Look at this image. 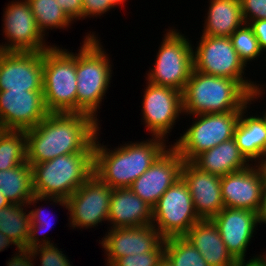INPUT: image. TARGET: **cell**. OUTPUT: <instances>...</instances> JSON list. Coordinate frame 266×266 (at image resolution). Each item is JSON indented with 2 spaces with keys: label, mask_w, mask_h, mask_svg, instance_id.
<instances>
[{
  "label": "cell",
  "mask_w": 266,
  "mask_h": 266,
  "mask_svg": "<svg viewBox=\"0 0 266 266\" xmlns=\"http://www.w3.org/2000/svg\"><path fill=\"white\" fill-rule=\"evenodd\" d=\"M4 130V128L0 125V133Z\"/></svg>",
  "instance_id": "49"
},
{
  "label": "cell",
  "mask_w": 266,
  "mask_h": 266,
  "mask_svg": "<svg viewBox=\"0 0 266 266\" xmlns=\"http://www.w3.org/2000/svg\"><path fill=\"white\" fill-rule=\"evenodd\" d=\"M165 257L173 266H209L185 236L164 239Z\"/></svg>",
  "instance_id": "30"
},
{
  "label": "cell",
  "mask_w": 266,
  "mask_h": 266,
  "mask_svg": "<svg viewBox=\"0 0 266 266\" xmlns=\"http://www.w3.org/2000/svg\"><path fill=\"white\" fill-rule=\"evenodd\" d=\"M11 205V203L8 201V199L5 198L0 192V210L4 207H7Z\"/></svg>",
  "instance_id": "43"
},
{
  "label": "cell",
  "mask_w": 266,
  "mask_h": 266,
  "mask_svg": "<svg viewBox=\"0 0 266 266\" xmlns=\"http://www.w3.org/2000/svg\"><path fill=\"white\" fill-rule=\"evenodd\" d=\"M99 126L89 114L50 112L25 131L27 162L32 166L65 154L94 152Z\"/></svg>",
  "instance_id": "1"
},
{
  "label": "cell",
  "mask_w": 266,
  "mask_h": 266,
  "mask_svg": "<svg viewBox=\"0 0 266 266\" xmlns=\"http://www.w3.org/2000/svg\"><path fill=\"white\" fill-rule=\"evenodd\" d=\"M242 110L193 115L192 125L171 146L186 162L234 137Z\"/></svg>",
  "instance_id": "9"
},
{
  "label": "cell",
  "mask_w": 266,
  "mask_h": 266,
  "mask_svg": "<svg viewBox=\"0 0 266 266\" xmlns=\"http://www.w3.org/2000/svg\"><path fill=\"white\" fill-rule=\"evenodd\" d=\"M251 94L236 80L192 70L182 92L183 115L243 110Z\"/></svg>",
  "instance_id": "5"
},
{
  "label": "cell",
  "mask_w": 266,
  "mask_h": 266,
  "mask_svg": "<svg viewBox=\"0 0 266 266\" xmlns=\"http://www.w3.org/2000/svg\"><path fill=\"white\" fill-rule=\"evenodd\" d=\"M265 182L262 166L254 163L240 171L222 176L221 192L224 208L258 212Z\"/></svg>",
  "instance_id": "17"
},
{
  "label": "cell",
  "mask_w": 266,
  "mask_h": 266,
  "mask_svg": "<svg viewBox=\"0 0 266 266\" xmlns=\"http://www.w3.org/2000/svg\"><path fill=\"white\" fill-rule=\"evenodd\" d=\"M99 132L94 141V174L115 188H130L149 167L171 146L161 137L152 136L146 141L128 142L111 148L101 144ZM111 149V150H110Z\"/></svg>",
  "instance_id": "2"
},
{
  "label": "cell",
  "mask_w": 266,
  "mask_h": 266,
  "mask_svg": "<svg viewBox=\"0 0 266 266\" xmlns=\"http://www.w3.org/2000/svg\"><path fill=\"white\" fill-rule=\"evenodd\" d=\"M153 207L143 201L130 188L113 189L108 222L111 229L141 227L152 224Z\"/></svg>",
  "instance_id": "22"
},
{
  "label": "cell",
  "mask_w": 266,
  "mask_h": 266,
  "mask_svg": "<svg viewBox=\"0 0 266 266\" xmlns=\"http://www.w3.org/2000/svg\"><path fill=\"white\" fill-rule=\"evenodd\" d=\"M31 167L34 195L28 207L48 200L68 209L66 200L94 174V152L65 154Z\"/></svg>",
  "instance_id": "3"
},
{
  "label": "cell",
  "mask_w": 266,
  "mask_h": 266,
  "mask_svg": "<svg viewBox=\"0 0 266 266\" xmlns=\"http://www.w3.org/2000/svg\"><path fill=\"white\" fill-rule=\"evenodd\" d=\"M26 161L25 131L3 130L0 133V170H9Z\"/></svg>",
  "instance_id": "29"
},
{
  "label": "cell",
  "mask_w": 266,
  "mask_h": 266,
  "mask_svg": "<svg viewBox=\"0 0 266 266\" xmlns=\"http://www.w3.org/2000/svg\"><path fill=\"white\" fill-rule=\"evenodd\" d=\"M264 110H266V109H264ZM264 113V114H263ZM262 114V116L264 117V119H265V122H266V111L264 112H262L261 113ZM266 161V147H265V149H264V152H263V163Z\"/></svg>",
  "instance_id": "46"
},
{
  "label": "cell",
  "mask_w": 266,
  "mask_h": 266,
  "mask_svg": "<svg viewBox=\"0 0 266 266\" xmlns=\"http://www.w3.org/2000/svg\"><path fill=\"white\" fill-rule=\"evenodd\" d=\"M27 207V204H11L0 210V231L14 241L19 248L25 249L31 224Z\"/></svg>",
  "instance_id": "27"
},
{
  "label": "cell",
  "mask_w": 266,
  "mask_h": 266,
  "mask_svg": "<svg viewBox=\"0 0 266 266\" xmlns=\"http://www.w3.org/2000/svg\"><path fill=\"white\" fill-rule=\"evenodd\" d=\"M29 213H30L31 224H30V230H29V237L26 243V249L31 250L32 248H35L41 245L54 244V242L52 243L51 240H49L50 238L46 237L47 235H45L46 234L45 232H47V230H50V228H53L51 221L45 219L46 217L48 218V216L45 217V214H46L45 211L41 207H38V208L35 207V209L29 210ZM39 232L43 233L41 235V238H40Z\"/></svg>",
  "instance_id": "32"
},
{
  "label": "cell",
  "mask_w": 266,
  "mask_h": 266,
  "mask_svg": "<svg viewBox=\"0 0 266 266\" xmlns=\"http://www.w3.org/2000/svg\"><path fill=\"white\" fill-rule=\"evenodd\" d=\"M183 158L170 146L130 189L153 207L165 191L181 177Z\"/></svg>",
  "instance_id": "18"
},
{
  "label": "cell",
  "mask_w": 266,
  "mask_h": 266,
  "mask_svg": "<svg viewBox=\"0 0 266 266\" xmlns=\"http://www.w3.org/2000/svg\"><path fill=\"white\" fill-rule=\"evenodd\" d=\"M254 31V35L258 40L260 49L263 53L266 52V20H256L249 23ZM266 56V54H265ZM264 56V60L266 62V57Z\"/></svg>",
  "instance_id": "39"
},
{
  "label": "cell",
  "mask_w": 266,
  "mask_h": 266,
  "mask_svg": "<svg viewBox=\"0 0 266 266\" xmlns=\"http://www.w3.org/2000/svg\"><path fill=\"white\" fill-rule=\"evenodd\" d=\"M211 220L219 229L220 236L232 257L238 263L246 262L248 246L259 224L257 212L223 208Z\"/></svg>",
  "instance_id": "19"
},
{
  "label": "cell",
  "mask_w": 266,
  "mask_h": 266,
  "mask_svg": "<svg viewBox=\"0 0 266 266\" xmlns=\"http://www.w3.org/2000/svg\"><path fill=\"white\" fill-rule=\"evenodd\" d=\"M266 252V251H265ZM265 252H263V254H262V256H261V259L263 260V262L265 263V265H266V253Z\"/></svg>",
  "instance_id": "47"
},
{
  "label": "cell",
  "mask_w": 266,
  "mask_h": 266,
  "mask_svg": "<svg viewBox=\"0 0 266 266\" xmlns=\"http://www.w3.org/2000/svg\"><path fill=\"white\" fill-rule=\"evenodd\" d=\"M261 256V254H259L258 256L255 255L251 259H249V261L237 263L235 266H266L261 259Z\"/></svg>",
  "instance_id": "41"
},
{
  "label": "cell",
  "mask_w": 266,
  "mask_h": 266,
  "mask_svg": "<svg viewBox=\"0 0 266 266\" xmlns=\"http://www.w3.org/2000/svg\"><path fill=\"white\" fill-rule=\"evenodd\" d=\"M113 188L93 174L67 200L70 227L94 228L107 221Z\"/></svg>",
  "instance_id": "12"
},
{
  "label": "cell",
  "mask_w": 266,
  "mask_h": 266,
  "mask_svg": "<svg viewBox=\"0 0 266 266\" xmlns=\"http://www.w3.org/2000/svg\"><path fill=\"white\" fill-rule=\"evenodd\" d=\"M49 113L43 91H0V125L4 130L34 128Z\"/></svg>",
  "instance_id": "14"
},
{
  "label": "cell",
  "mask_w": 266,
  "mask_h": 266,
  "mask_svg": "<svg viewBox=\"0 0 266 266\" xmlns=\"http://www.w3.org/2000/svg\"><path fill=\"white\" fill-rule=\"evenodd\" d=\"M264 172H265V177H266V161L261 165Z\"/></svg>",
  "instance_id": "48"
},
{
  "label": "cell",
  "mask_w": 266,
  "mask_h": 266,
  "mask_svg": "<svg viewBox=\"0 0 266 266\" xmlns=\"http://www.w3.org/2000/svg\"><path fill=\"white\" fill-rule=\"evenodd\" d=\"M94 32L86 34L76 53L77 113L97 118L104 96L111 83L112 66L109 55Z\"/></svg>",
  "instance_id": "4"
},
{
  "label": "cell",
  "mask_w": 266,
  "mask_h": 266,
  "mask_svg": "<svg viewBox=\"0 0 266 266\" xmlns=\"http://www.w3.org/2000/svg\"><path fill=\"white\" fill-rule=\"evenodd\" d=\"M181 177L187 184L194 209L201 220L212 219L223 208L221 177L199 170L191 162H183Z\"/></svg>",
  "instance_id": "20"
},
{
  "label": "cell",
  "mask_w": 266,
  "mask_h": 266,
  "mask_svg": "<svg viewBox=\"0 0 266 266\" xmlns=\"http://www.w3.org/2000/svg\"><path fill=\"white\" fill-rule=\"evenodd\" d=\"M200 220L195 212L189 188L182 177L176 180L153 206L152 225L164 239L184 236Z\"/></svg>",
  "instance_id": "10"
},
{
  "label": "cell",
  "mask_w": 266,
  "mask_h": 266,
  "mask_svg": "<svg viewBox=\"0 0 266 266\" xmlns=\"http://www.w3.org/2000/svg\"><path fill=\"white\" fill-rule=\"evenodd\" d=\"M165 31L154 67L149 69L145 78L156 86L183 92L193 70V45L178 29L169 27Z\"/></svg>",
  "instance_id": "7"
},
{
  "label": "cell",
  "mask_w": 266,
  "mask_h": 266,
  "mask_svg": "<svg viewBox=\"0 0 266 266\" xmlns=\"http://www.w3.org/2000/svg\"><path fill=\"white\" fill-rule=\"evenodd\" d=\"M82 19L87 17H98L106 14L115 6L109 0H82Z\"/></svg>",
  "instance_id": "36"
},
{
  "label": "cell",
  "mask_w": 266,
  "mask_h": 266,
  "mask_svg": "<svg viewBox=\"0 0 266 266\" xmlns=\"http://www.w3.org/2000/svg\"><path fill=\"white\" fill-rule=\"evenodd\" d=\"M265 91L262 85H257L256 91L250 96V103L241 111L234 130V138L240 152L249 162L259 165L263 164V152L266 147V122L261 115L248 116L245 114L248 113L247 108L263 97L261 95L265 94Z\"/></svg>",
  "instance_id": "21"
},
{
  "label": "cell",
  "mask_w": 266,
  "mask_h": 266,
  "mask_svg": "<svg viewBox=\"0 0 266 266\" xmlns=\"http://www.w3.org/2000/svg\"><path fill=\"white\" fill-rule=\"evenodd\" d=\"M244 23L266 20V0H240Z\"/></svg>",
  "instance_id": "35"
},
{
  "label": "cell",
  "mask_w": 266,
  "mask_h": 266,
  "mask_svg": "<svg viewBox=\"0 0 266 266\" xmlns=\"http://www.w3.org/2000/svg\"><path fill=\"white\" fill-rule=\"evenodd\" d=\"M191 163L201 171L220 177L251 165L240 152L234 137L203 151Z\"/></svg>",
  "instance_id": "24"
},
{
  "label": "cell",
  "mask_w": 266,
  "mask_h": 266,
  "mask_svg": "<svg viewBox=\"0 0 266 266\" xmlns=\"http://www.w3.org/2000/svg\"><path fill=\"white\" fill-rule=\"evenodd\" d=\"M158 266H173L171 262L164 256Z\"/></svg>",
  "instance_id": "44"
},
{
  "label": "cell",
  "mask_w": 266,
  "mask_h": 266,
  "mask_svg": "<svg viewBox=\"0 0 266 266\" xmlns=\"http://www.w3.org/2000/svg\"><path fill=\"white\" fill-rule=\"evenodd\" d=\"M164 256L165 251H147L142 254L120 257L110 266H158Z\"/></svg>",
  "instance_id": "34"
},
{
  "label": "cell",
  "mask_w": 266,
  "mask_h": 266,
  "mask_svg": "<svg viewBox=\"0 0 266 266\" xmlns=\"http://www.w3.org/2000/svg\"><path fill=\"white\" fill-rule=\"evenodd\" d=\"M18 251V252H17ZM16 254L6 262L7 266H34V258L30 250L25 248L17 249Z\"/></svg>",
  "instance_id": "38"
},
{
  "label": "cell",
  "mask_w": 266,
  "mask_h": 266,
  "mask_svg": "<svg viewBox=\"0 0 266 266\" xmlns=\"http://www.w3.org/2000/svg\"><path fill=\"white\" fill-rule=\"evenodd\" d=\"M184 236L209 266H235L238 263L227 250L219 229L211 219L198 221Z\"/></svg>",
  "instance_id": "23"
},
{
  "label": "cell",
  "mask_w": 266,
  "mask_h": 266,
  "mask_svg": "<svg viewBox=\"0 0 266 266\" xmlns=\"http://www.w3.org/2000/svg\"><path fill=\"white\" fill-rule=\"evenodd\" d=\"M43 91V51L0 54V91Z\"/></svg>",
  "instance_id": "15"
},
{
  "label": "cell",
  "mask_w": 266,
  "mask_h": 266,
  "mask_svg": "<svg viewBox=\"0 0 266 266\" xmlns=\"http://www.w3.org/2000/svg\"><path fill=\"white\" fill-rule=\"evenodd\" d=\"M3 34L5 44L0 50L5 52H41L51 48L39 30L27 0H13L5 7L3 14Z\"/></svg>",
  "instance_id": "11"
},
{
  "label": "cell",
  "mask_w": 266,
  "mask_h": 266,
  "mask_svg": "<svg viewBox=\"0 0 266 266\" xmlns=\"http://www.w3.org/2000/svg\"><path fill=\"white\" fill-rule=\"evenodd\" d=\"M202 35L230 37L243 23L240 0H209Z\"/></svg>",
  "instance_id": "25"
},
{
  "label": "cell",
  "mask_w": 266,
  "mask_h": 266,
  "mask_svg": "<svg viewBox=\"0 0 266 266\" xmlns=\"http://www.w3.org/2000/svg\"><path fill=\"white\" fill-rule=\"evenodd\" d=\"M259 225L266 224V182L262 189L261 203L257 212Z\"/></svg>",
  "instance_id": "40"
},
{
  "label": "cell",
  "mask_w": 266,
  "mask_h": 266,
  "mask_svg": "<svg viewBox=\"0 0 266 266\" xmlns=\"http://www.w3.org/2000/svg\"><path fill=\"white\" fill-rule=\"evenodd\" d=\"M39 30L45 36L52 29H67L73 21L59 7L57 0H27Z\"/></svg>",
  "instance_id": "28"
},
{
  "label": "cell",
  "mask_w": 266,
  "mask_h": 266,
  "mask_svg": "<svg viewBox=\"0 0 266 266\" xmlns=\"http://www.w3.org/2000/svg\"><path fill=\"white\" fill-rule=\"evenodd\" d=\"M142 103V122L151 136L168 139L180 115L183 114L182 92L156 86L147 81ZM168 133V134H167Z\"/></svg>",
  "instance_id": "13"
},
{
  "label": "cell",
  "mask_w": 266,
  "mask_h": 266,
  "mask_svg": "<svg viewBox=\"0 0 266 266\" xmlns=\"http://www.w3.org/2000/svg\"><path fill=\"white\" fill-rule=\"evenodd\" d=\"M229 38L232 46L246 66L252 60H258L260 55L262 57L263 51L260 49L258 40L249 24L243 23Z\"/></svg>",
  "instance_id": "31"
},
{
  "label": "cell",
  "mask_w": 266,
  "mask_h": 266,
  "mask_svg": "<svg viewBox=\"0 0 266 266\" xmlns=\"http://www.w3.org/2000/svg\"><path fill=\"white\" fill-rule=\"evenodd\" d=\"M33 258L40 259L41 266H72L67 256L56 244L41 245L30 250Z\"/></svg>",
  "instance_id": "33"
},
{
  "label": "cell",
  "mask_w": 266,
  "mask_h": 266,
  "mask_svg": "<svg viewBox=\"0 0 266 266\" xmlns=\"http://www.w3.org/2000/svg\"><path fill=\"white\" fill-rule=\"evenodd\" d=\"M15 245L17 249H20L16 243L14 241H12L9 237H7L6 235H4L1 231H0V252L4 251L7 247H9L10 245L12 246Z\"/></svg>",
  "instance_id": "42"
},
{
  "label": "cell",
  "mask_w": 266,
  "mask_h": 266,
  "mask_svg": "<svg viewBox=\"0 0 266 266\" xmlns=\"http://www.w3.org/2000/svg\"><path fill=\"white\" fill-rule=\"evenodd\" d=\"M115 7L121 6L122 3L124 4L127 0H109Z\"/></svg>",
  "instance_id": "45"
},
{
  "label": "cell",
  "mask_w": 266,
  "mask_h": 266,
  "mask_svg": "<svg viewBox=\"0 0 266 266\" xmlns=\"http://www.w3.org/2000/svg\"><path fill=\"white\" fill-rule=\"evenodd\" d=\"M76 52L53 45L43 51V95L49 112L77 113Z\"/></svg>",
  "instance_id": "6"
},
{
  "label": "cell",
  "mask_w": 266,
  "mask_h": 266,
  "mask_svg": "<svg viewBox=\"0 0 266 266\" xmlns=\"http://www.w3.org/2000/svg\"><path fill=\"white\" fill-rule=\"evenodd\" d=\"M99 243L105 250L106 266L116 259L147 251H165L164 238L152 225L114 228L107 231Z\"/></svg>",
  "instance_id": "16"
},
{
  "label": "cell",
  "mask_w": 266,
  "mask_h": 266,
  "mask_svg": "<svg viewBox=\"0 0 266 266\" xmlns=\"http://www.w3.org/2000/svg\"><path fill=\"white\" fill-rule=\"evenodd\" d=\"M0 192L11 204H28L34 195L31 165L26 161L9 170H0Z\"/></svg>",
  "instance_id": "26"
},
{
  "label": "cell",
  "mask_w": 266,
  "mask_h": 266,
  "mask_svg": "<svg viewBox=\"0 0 266 266\" xmlns=\"http://www.w3.org/2000/svg\"><path fill=\"white\" fill-rule=\"evenodd\" d=\"M197 42V47L193 46L194 70L236 80L250 94L256 91L258 84L245 77L247 66L240 59L229 37L202 35Z\"/></svg>",
  "instance_id": "8"
},
{
  "label": "cell",
  "mask_w": 266,
  "mask_h": 266,
  "mask_svg": "<svg viewBox=\"0 0 266 266\" xmlns=\"http://www.w3.org/2000/svg\"><path fill=\"white\" fill-rule=\"evenodd\" d=\"M59 7L66 13V15L75 22L77 19L82 20V0H57Z\"/></svg>",
  "instance_id": "37"
}]
</instances>
